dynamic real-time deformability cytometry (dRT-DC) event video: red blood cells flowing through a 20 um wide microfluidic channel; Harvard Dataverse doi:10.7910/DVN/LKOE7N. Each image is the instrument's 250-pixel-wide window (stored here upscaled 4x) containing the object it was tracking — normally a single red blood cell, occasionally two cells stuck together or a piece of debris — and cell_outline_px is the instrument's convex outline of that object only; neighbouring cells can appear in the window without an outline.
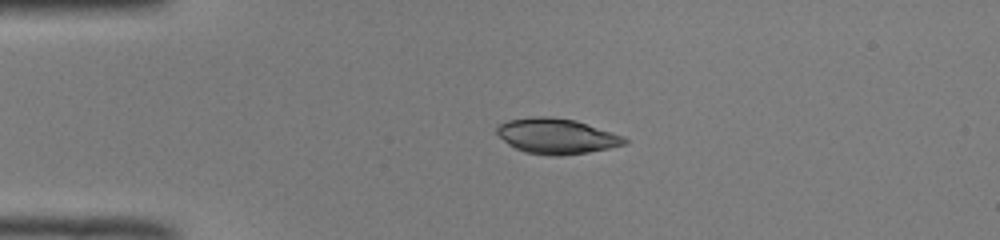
{"species": "common noctule bat (a hibernating species)", "species_latin": "Nyctalus noctula", "temperature_condition": "room temperature", "stored_images_in_passage": 40, "camera_frame_rate_fps": 3000, "um_per_image_px": 0.085, "animal": {"sex": "male", "body_mass_g": 19.0, "forearm_length_mm": 50.8}, "frame": {"image": 1, "passage_image": 1, "time_ms": 0.0, "image_size_px": [1000, 240], "cell_outline_px": [[628, 144], [588, 152], [560, 156], [548, 156], [524, 152], [508, 144], [496, 132], [496, 128], [500, 124], [508, 120], [532, 116], [548, 116], [576, 120], [624, 136], [628, 140]], "centroid_in_image_um": [47.32, 11.57], "position_along_channel_um": 37.7, "area_um2": 26.41}}
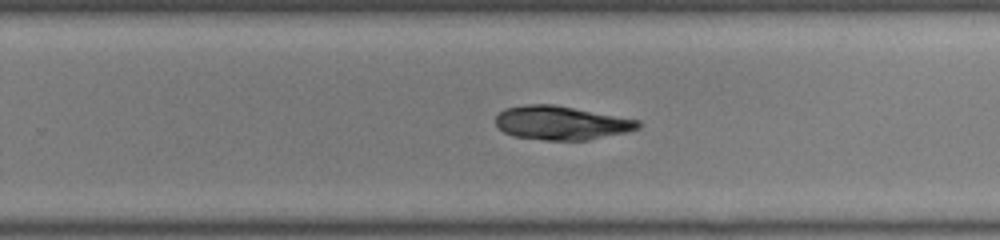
{"frame": {"image": 2, "passage_image": 22, "time_ms": 7.0, "image_size_px": [1000, 240], "cell_outline_px": [[640, 128], [624, 132], [588, 140], [544, 140], [512, 136], [504, 132], [496, 124], [496, 116], [504, 108], [528, 104], [552, 104], [640, 120]], "centroid_in_image_um": [47.68, 10.45], "position_along_channel_um": 282.1, "area_um2": 27.86}}
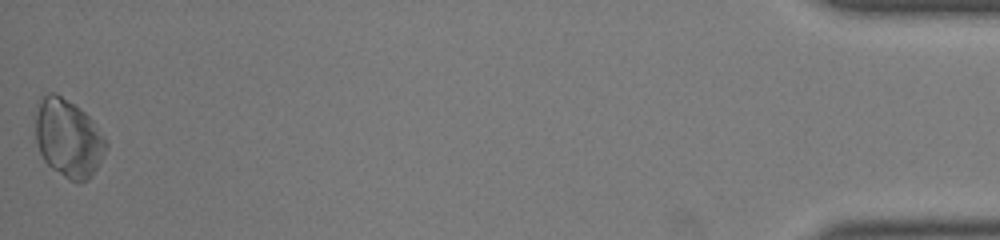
{"frame": {"image": 3, "passage_image": 40, "time_ms": 13.0, "image_size_px": [1000, 240], "cell_outline_px": [[108, 148], [96, 168], [88, 180], [80, 184], [76, 184], [52, 168], [44, 160], [40, 152], [36, 140], [36, 116], [40, 96], [48, 92], [56, 92], [80, 108], [92, 120], [104, 136], [108, 144]], "centroid_in_image_um": [5.81, 11.74], "position_along_channel_um": 429.4, "area_um2": 32.14}, "authors_computed_cell_mechanics": {"area_um2": 28.4954, "velocity_mm_per_s": 3.9929, "shape_relaxation_time_tau1_ms": 5.7307, "shape_relaxation_time_tau2_ms": null, "deformation_change_tau1": 0.101, "deformation_change_tau2": null}}